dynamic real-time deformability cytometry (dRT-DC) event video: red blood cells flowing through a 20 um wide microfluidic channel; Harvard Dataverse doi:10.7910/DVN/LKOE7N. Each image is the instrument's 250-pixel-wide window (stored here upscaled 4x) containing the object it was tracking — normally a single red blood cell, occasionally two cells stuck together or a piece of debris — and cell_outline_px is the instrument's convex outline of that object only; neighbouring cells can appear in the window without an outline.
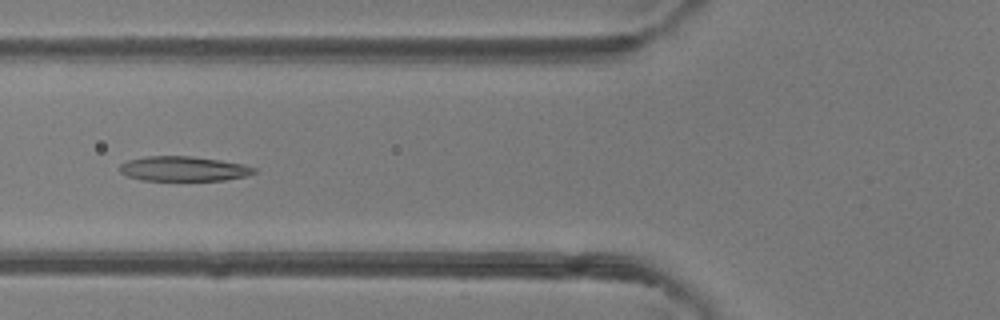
{"species": "common noctule bat (a hibernating species)", "species_latin": "Nyctalus noctula", "temperature_condition": "room temperature", "stored_images_in_passage": 49, "camera_frame_rate_fps": 3000, "um_per_image_px": 0.085, "animal": {"sex": "female"}, "frame": {"image": 1, "passage_image": 19, "time_ms": 6.0, "image_size_px": [1000, 320], "cell_outline_px": [[256, 172], [248, 176], [224, 180], [140, 180], [128, 176], [120, 172], [120, 164], [128, 160], [144, 156], [188, 156], [220, 160], [244, 164], [256, 168]], "centroid_in_image_um": [15.61, 14.34], "position_along_channel_um": 110.2, "area_um2": 19.42}}
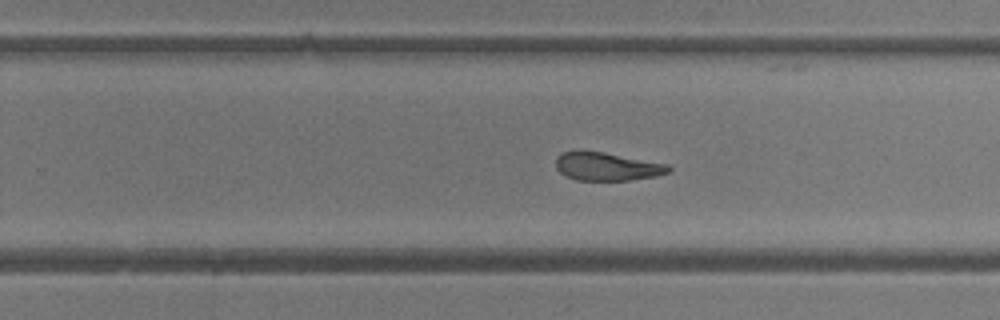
{"frame": {"image": 2, "passage_image": 31, "time_ms": 10.0, "image_size_px": [1000, 320], "cell_outline_px": [[672, 172], [656, 176], [628, 180], [576, 180], [564, 176], [556, 168], [556, 156], [564, 152], [604, 152], [668, 164], [672, 168]], "centroid_in_image_um": [51.63, 14.17], "position_along_channel_um": 278.2, "area_um2": 18.44}}
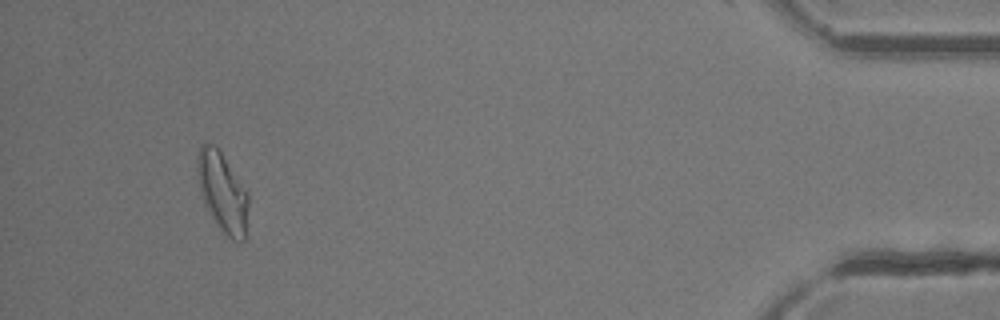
{"frame": {"image": 3, "passage_image": 46, "time_ms": 15.0, "image_size_px": [1000, 320], "cell_outline_px": [[248, 204], [244, 240], [232, 240], [224, 232], [208, 212], [204, 204], [200, 188], [196, 168], [196, 156], [200, 144], [212, 144], [220, 152], [248, 192]], "centroid_in_image_um": [18.88, 16.31], "position_along_channel_um": 416.3, "area_um2": 23.18}, "authors_computed_cell_mechanics": {"area_um2": 21.386, "velocity_mm_per_s": 4.201, "shape_relaxation_time_tau1_ms": null, "shape_relaxation_time_tau2_ms": 2.2345, "deformation_change_tau1": null, "deformation_change_tau2": 0.0998}}